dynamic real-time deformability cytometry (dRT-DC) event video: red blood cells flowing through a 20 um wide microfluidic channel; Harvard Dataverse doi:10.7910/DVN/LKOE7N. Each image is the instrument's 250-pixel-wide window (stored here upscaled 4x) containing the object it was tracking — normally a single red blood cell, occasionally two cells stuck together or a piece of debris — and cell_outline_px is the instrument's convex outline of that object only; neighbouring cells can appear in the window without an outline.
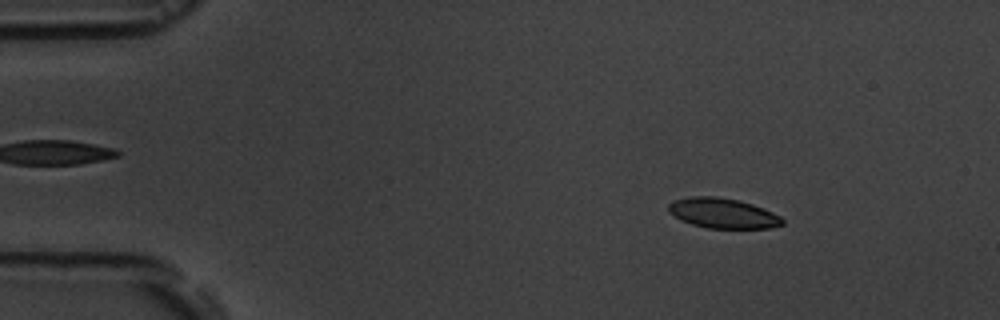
{"species": "common noctule bat (a hibernating species)", "species_latin": "Nyctalus noctula", "temperature_condition": "room temperature", "stored_images_in_passage": 7, "camera_frame_rate_fps": 3000, "um_per_image_px": 0.085, "animal": {"sex": "male", "body_mass_g": 19.5, "forearm_length_mm": 54.6}, "frame": {"image": 1, "passage_image": 2, "time_ms": 1.0, "image_size_px": [1000, 320], "cell_outline_px": [[784, 224], [768, 228], [708, 228], [692, 224], [680, 220], [668, 212], [668, 204], [672, 200], [692, 196], [716, 196], [736, 200], [752, 204], [764, 208], [780, 216], [784, 220]], "centroid_in_image_um": [61.41, 18.12], "position_along_channel_um": 23.6, "area_um2": 20.0}}
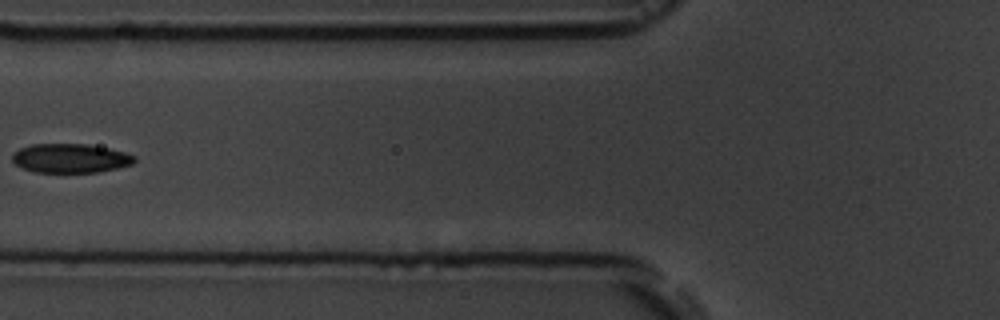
{"frame": {"image": 2, "passage_image": 6, "time_ms": 5.667, "image_size_px": [1000, 320], "cell_outline_px": [[136, 160], [132, 164], [100, 172], [36, 172], [24, 168], [16, 164], [12, 160], [12, 152], [20, 148], [32, 144], [88, 144], [108, 148], [124, 152], [136, 156]], "centroid_in_image_um": [5.98, 13.44], "position_along_channel_um": 119.8, "area_um2": 20.69}}
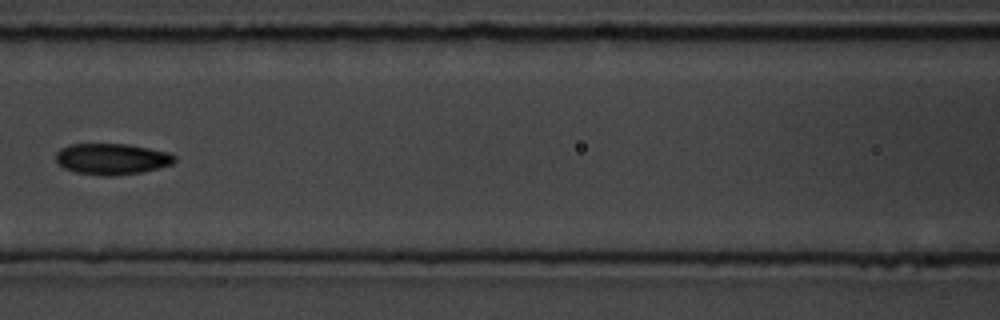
{"frame": {"image": 3, "passage_image": 7, "time_ms": 6.667, "image_size_px": [1000, 320], "cell_outline_px": [[176, 160], [172, 164], [140, 172], [112, 176], [100, 176], [76, 172], [64, 168], [56, 160], [56, 152], [60, 148], [68, 144], [128, 144], [168, 152], [176, 156]], "centroid_in_image_um": [9.49, 13.5], "position_along_channel_um": 157.1, "area_um2": 21.5}}